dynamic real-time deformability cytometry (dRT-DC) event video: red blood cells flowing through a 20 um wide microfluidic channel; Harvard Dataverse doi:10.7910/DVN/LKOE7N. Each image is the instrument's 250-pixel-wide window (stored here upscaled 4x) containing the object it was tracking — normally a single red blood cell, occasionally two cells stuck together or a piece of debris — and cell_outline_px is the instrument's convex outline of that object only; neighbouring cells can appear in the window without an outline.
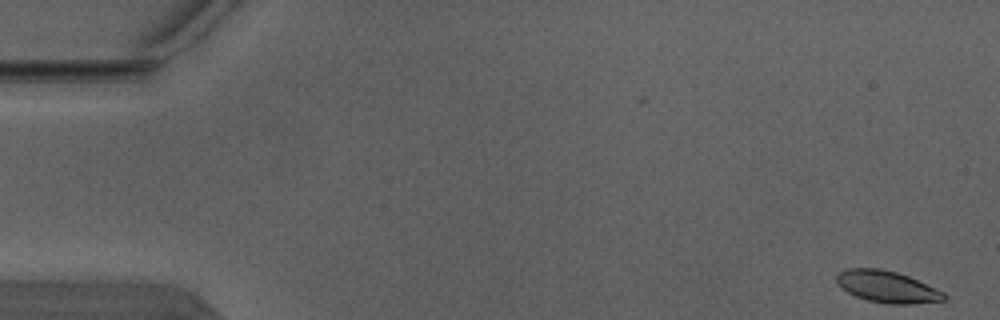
{"species": "Egyptian fruit bat (a non-hibernating species)", "species_latin": "Rousettus aegyptiacus", "temperature_condition": "warm", "stored_images_in_passage": 6, "camera_frame_rate_fps": 3000, "um_per_image_px": 0.085, "animal": {"sex": "male"}, "frame": {"image": 1, "passage_image": 1, "time_ms": 0.0, "image_size_px": [1000, 320], "cell_outline_px": [[948, 296], [944, 300], [912, 304], [888, 304], [868, 300], [856, 296], [840, 288], [836, 284], [836, 276], [840, 272], [848, 268], [880, 268], [896, 272], [908, 276], [944, 292]], "centroid_in_image_um": [75.38, 24.37], "position_along_channel_um": 9.6, "area_um2": 19.83}}
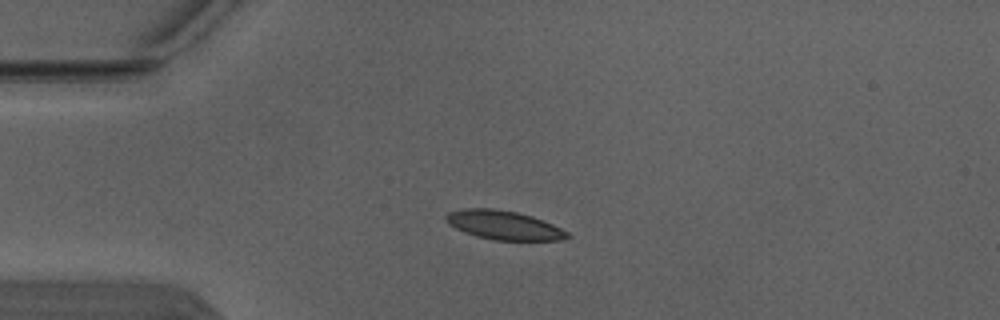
{"frame": {"image": 2, "passage_image": 4, "time_ms": 1.0, "image_size_px": [1000, 320], "cell_outline_px": [[572, 236], [564, 240], [492, 240], [476, 236], [464, 232], [448, 224], [444, 220], [444, 216], [448, 212], [464, 208], [492, 208], [516, 212], [532, 216], [552, 224], [568, 232]], "centroid_in_image_um": [42.8, 19.14], "position_along_channel_um": 42.2, "area_um2": 20.58}}
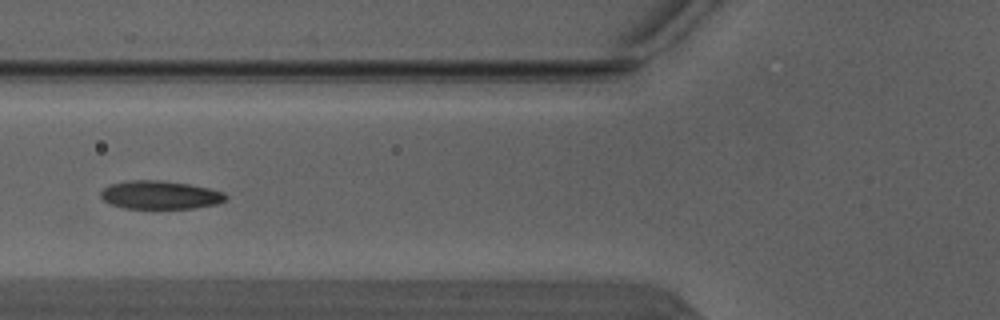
{"frame": {"image": 3, "passage_image": 6, "time_ms": 1.667, "image_size_px": [1000, 320], "cell_outline_px": [[228, 196], [224, 200], [216, 204], [196, 208], [124, 208], [112, 204], [104, 200], [100, 196], [100, 192], [104, 188], [112, 184], [128, 180], [160, 180], [188, 184], [212, 188], [224, 192]], "centroid_in_image_um": [13.64, 16.56], "position_along_channel_um": 112.2, "area_um2": 20.58}}